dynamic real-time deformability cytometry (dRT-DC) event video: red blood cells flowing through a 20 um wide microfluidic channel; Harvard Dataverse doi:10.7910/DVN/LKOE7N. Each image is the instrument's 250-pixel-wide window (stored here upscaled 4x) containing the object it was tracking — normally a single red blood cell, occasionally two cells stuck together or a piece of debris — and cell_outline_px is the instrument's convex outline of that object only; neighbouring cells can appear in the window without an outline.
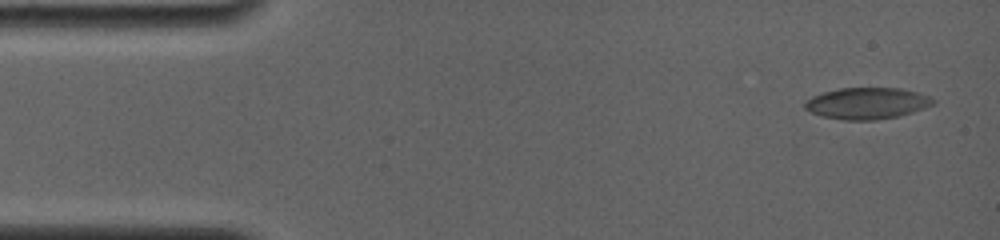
{"species": "common noctule bat (a hibernating species)", "species_latin": "Nyctalus noctula", "temperature_condition": "room temperature", "stored_images_in_passage": 8, "camera_frame_rate_fps": 4000, "um_per_image_px": 0.085, "animal": {"sex": "female", "body_mass_g": 19.0, "forearm_length_mm": 56.7}, "frame": {"image": 1, "passage_image": 1, "time_ms": 0.0, "image_size_px": [1000, 240], "cell_outline_px": [[936, 100], [932, 104], [924, 108], [912, 112], [896, 116], [876, 120], [844, 120], [820, 116], [804, 108], [804, 104], [812, 96], [824, 92], [840, 88], [900, 88], [916, 92], [928, 96]], "centroid_in_image_um": [73.67, 8.78], "position_along_channel_um": 11.3, "area_um2": 23.29}}
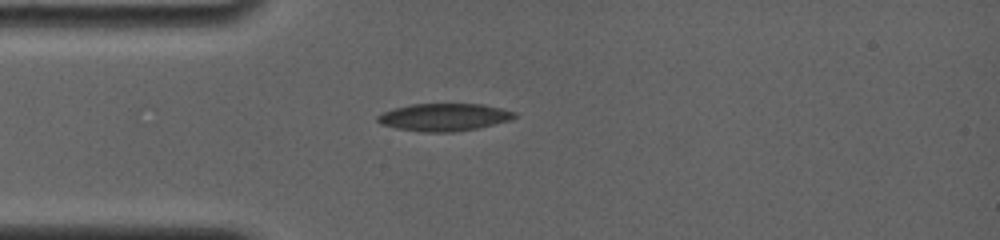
{"frame": {"image": 2, "passage_image": 5, "time_ms": 3.5, "image_size_px": [1000, 240], "cell_outline_px": [[516, 116], [508, 120], [476, 128], [452, 132], [420, 132], [396, 128], [380, 124], [376, 120], [376, 116], [392, 108], [412, 104], [484, 104], [516, 112]], "centroid_in_image_um": [37.68, 9.95], "position_along_channel_um": 47.3, "area_um2": 21.85}}
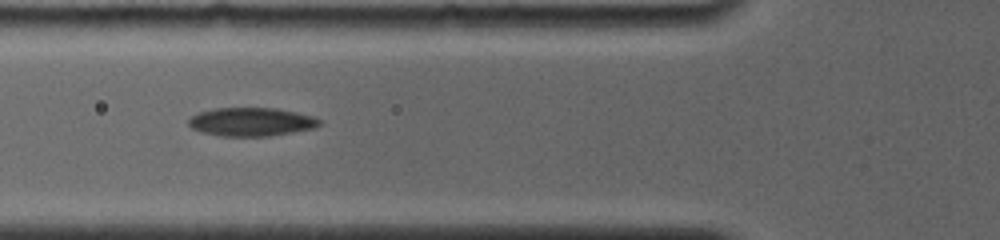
{"frame": {"image": 3, "passage_image": 7, "time_ms": 5.25, "image_size_px": [1000, 240], "cell_outline_px": [[320, 124], [316, 128], [268, 136], [220, 136], [200, 132], [192, 128], [188, 124], [188, 120], [192, 116], [200, 112], [216, 108], [276, 108], [296, 112], [312, 116], [320, 120]], "centroid_in_image_um": [21.35, 10.36], "position_along_channel_um": 104.5, "area_um2": 21.68}}